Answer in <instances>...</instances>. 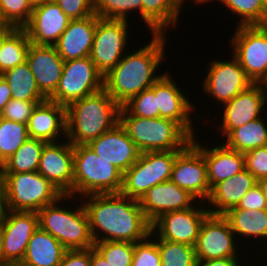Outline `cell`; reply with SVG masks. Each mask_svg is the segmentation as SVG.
<instances>
[{"instance_id": "cell-25", "label": "cell", "mask_w": 267, "mask_h": 266, "mask_svg": "<svg viewBox=\"0 0 267 266\" xmlns=\"http://www.w3.org/2000/svg\"><path fill=\"white\" fill-rule=\"evenodd\" d=\"M27 129L29 138L47 143L57 142L59 135L66 137V107L49 99L37 104L29 118Z\"/></svg>"}, {"instance_id": "cell-56", "label": "cell", "mask_w": 267, "mask_h": 266, "mask_svg": "<svg viewBox=\"0 0 267 266\" xmlns=\"http://www.w3.org/2000/svg\"><path fill=\"white\" fill-rule=\"evenodd\" d=\"M29 3H30V5L34 8V7H36V6H38V5H41V4H43L44 2H46V1H48V0H27Z\"/></svg>"}, {"instance_id": "cell-13", "label": "cell", "mask_w": 267, "mask_h": 266, "mask_svg": "<svg viewBox=\"0 0 267 266\" xmlns=\"http://www.w3.org/2000/svg\"><path fill=\"white\" fill-rule=\"evenodd\" d=\"M236 235L223 215L209 214L202 222L194 246L197 260L238 258Z\"/></svg>"}, {"instance_id": "cell-48", "label": "cell", "mask_w": 267, "mask_h": 266, "mask_svg": "<svg viewBox=\"0 0 267 266\" xmlns=\"http://www.w3.org/2000/svg\"><path fill=\"white\" fill-rule=\"evenodd\" d=\"M239 258H221L212 260H197V266H241Z\"/></svg>"}, {"instance_id": "cell-49", "label": "cell", "mask_w": 267, "mask_h": 266, "mask_svg": "<svg viewBox=\"0 0 267 266\" xmlns=\"http://www.w3.org/2000/svg\"><path fill=\"white\" fill-rule=\"evenodd\" d=\"M12 99V92L9 85L0 75V113L5 105Z\"/></svg>"}, {"instance_id": "cell-24", "label": "cell", "mask_w": 267, "mask_h": 266, "mask_svg": "<svg viewBox=\"0 0 267 266\" xmlns=\"http://www.w3.org/2000/svg\"><path fill=\"white\" fill-rule=\"evenodd\" d=\"M99 19L93 14L82 19L70 20L66 30L54 45L64 61L90 56Z\"/></svg>"}, {"instance_id": "cell-3", "label": "cell", "mask_w": 267, "mask_h": 266, "mask_svg": "<svg viewBox=\"0 0 267 266\" xmlns=\"http://www.w3.org/2000/svg\"><path fill=\"white\" fill-rule=\"evenodd\" d=\"M121 106L103 88L66 107V137L74 145H87L119 123Z\"/></svg>"}, {"instance_id": "cell-27", "label": "cell", "mask_w": 267, "mask_h": 266, "mask_svg": "<svg viewBox=\"0 0 267 266\" xmlns=\"http://www.w3.org/2000/svg\"><path fill=\"white\" fill-rule=\"evenodd\" d=\"M203 156L207 164V180L210 189L245 169L244 154L231 150L224 144L215 146L213 149L204 146Z\"/></svg>"}, {"instance_id": "cell-46", "label": "cell", "mask_w": 267, "mask_h": 266, "mask_svg": "<svg viewBox=\"0 0 267 266\" xmlns=\"http://www.w3.org/2000/svg\"><path fill=\"white\" fill-rule=\"evenodd\" d=\"M244 210L267 209V200L258 183L252 187L240 200L237 207Z\"/></svg>"}, {"instance_id": "cell-12", "label": "cell", "mask_w": 267, "mask_h": 266, "mask_svg": "<svg viewBox=\"0 0 267 266\" xmlns=\"http://www.w3.org/2000/svg\"><path fill=\"white\" fill-rule=\"evenodd\" d=\"M170 181L192 196L208 200L211 189L207 180V164L203 156V146L194 137L176 156Z\"/></svg>"}, {"instance_id": "cell-37", "label": "cell", "mask_w": 267, "mask_h": 266, "mask_svg": "<svg viewBox=\"0 0 267 266\" xmlns=\"http://www.w3.org/2000/svg\"><path fill=\"white\" fill-rule=\"evenodd\" d=\"M161 255V266H197L195 249L193 246L157 239Z\"/></svg>"}, {"instance_id": "cell-43", "label": "cell", "mask_w": 267, "mask_h": 266, "mask_svg": "<svg viewBox=\"0 0 267 266\" xmlns=\"http://www.w3.org/2000/svg\"><path fill=\"white\" fill-rule=\"evenodd\" d=\"M39 103L41 102L11 99L1 111L0 117L27 125L33 110Z\"/></svg>"}, {"instance_id": "cell-20", "label": "cell", "mask_w": 267, "mask_h": 266, "mask_svg": "<svg viewBox=\"0 0 267 266\" xmlns=\"http://www.w3.org/2000/svg\"><path fill=\"white\" fill-rule=\"evenodd\" d=\"M70 20L54 0H48L33 8L23 29L32 44L54 46Z\"/></svg>"}, {"instance_id": "cell-36", "label": "cell", "mask_w": 267, "mask_h": 266, "mask_svg": "<svg viewBox=\"0 0 267 266\" xmlns=\"http://www.w3.org/2000/svg\"><path fill=\"white\" fill-rule=\"evenodd\" d=\"M29 138L27 125L0 117V165Z\"/></svg>"}, {"instance_id": "cell-10", "label": "cell", "mask_w": 267, "mask_h": 266, "mask_svg": "<svg viewBox=\"0 0 267 266\" xmlns=\"http://www.w3.org/2000/svg\"><path fill=\"white\" fill-rule=\"evenodd\" d=\"M233 55L253 83L267 79V25L237 26L231 42Z\"/></svg>"}, {"instance_id": "cell-51", "label": "cell", "mask_w": 267, "mask_h": 266, "mask_svg": "<svg viewBox=\"0 0 267 266\" xmlns=\"http://www.w3.org/2000/svg\"><path fill=\"white\" fill-rule=\"evenodd\" d=\"M90 266H112L106 259L93 247L90 248Z\"/></svg>"}, {"instance_id": "cell-11", "label": "cell", "mask_w": 267, "mask_h": 266, "mask_svg": "<svg viewBox=\"0 0 267 266\" xmlns=\"http://www.w3.org/2000/svg\"><path fill=\"white\" fill-rule=\"evenodd\" d=\"M127 20L99 19L97 21L90 59L106 76L123 58L128 44ZM123 53V54H122Z\"/></svg>"}, {"instance_id": "cell-32", "label": "cell", "mask_w": 267, "mask_h": 266, "mask_svg": "<svg viewBox=\"0 0 267 266\" xmlns=\"http://www.w3.org/2000/svg\"><path fill=\"white\" fill-rule=\"evenodd\" d=\"M10 87L12 99L43 102L47 98L41 93L28 63L17 65L0 74Z\"/></svg>"}, {"instance_id": "cell-42", "label": "cell", "mask_w": 267, "mask_h": 266, "mask_svg": "<svg viewBox=\"0 0 267 266\" xmlns=\"http://www.w3.org/2000/svg\"><path fill=\"white\" fill-rule=\"evenodd\" d=\"M151 236L153 235L134 243L132 266H161L157 240H150Z\"/></svg>"}, {"instance_id": "cell-53", "label": "cell", "mask_w": 267, "mask_h": 266, "mask_svg": "<svg viewBox=\"0 0 267 266\" xmlns=\"http://www.w3.org/2000/svg\"><path fill=\"white\" fill-rule=\"evenodd\" d=\"M3 236H4V222L0 218V264L5 262L3 258V250H2Z\"/></svg>"}, {"instance_id": "cell-19", "label": "cell", "mask_w": 267, "mask_h": 266, "mask_svg": "<svg viewBox=\"0 0 267 266\" xmlns=\"http://www.w3.org/2000/svg\"><path fill=\"white\" fill-rule=\"evenodd\" d=\"M4 222L2 243L5 262H21L28 242L39 228L37 212L7 210L1 217Z\"/></svg>"}, {"instance_id": "cell-29", "label": "cell", "mask_w": 267, "mask_h": 266, "mask_svg": "<svg viewBox=\"0 0 267 266\" xmlns=\"http://www.w3.org/2000/svg\"><path fill=\"white\" fill-rule=\"evenodd\" d=\"M182 5V0H142L143 22L152 34H164L165 29L178 23Z\"/></svg>"}, {"instance_id": "cell-54", "label": "cell", "mask_w": 267, "mask_h": 266, "mask_svg": "<svg viewBox=\"0 0 267 266\" xmlns=\"http://www.w3.org/2000/svg\"><path fill=\"white\" fill-rule=\"evenodd\" d=\"M258 185L261 187L264 196L267 200V177L261 178L257 181Z\"/></svg>"}, {"instance_id": "cell-35", "label": "cell", "mask_w": 267, "mask_h": 266, "mask_svg": "<svg viewBox=\"0 0 267 266\" xmlns=\"http://www.w3.org/2000/svg\"><path fill=\"white\" fill-rule=\"evenodd\" d=\"M229 11L239 15L237 26L267 25V6L263 0H220Z\"/></svg>"}, {"instance_id": "cell-31", "label": "cell", "mask_w": 267, "mask_h": 266, "mask_svg": "<svg viewBox=\"0 0 267 266\" xmlns=\"http://www.w3.org/2000/svg\"><path fill=\"white\" fill-rule=\"evenodd\" d=\"M222 144L243 154L258 147L266 146L267 124H265L264 118L260 117L233 129L226 136V143Z\"/></svg>"}, {"instance_id": "cell-44", "label": "cell", "mask_w": 267, "mask_h": 266, "mask_svg": "<svg viewBox=\"0 0 267 266\" xmlns=\"http://www.w3.org/2000/svg\"><path fill=\"white\" fill-rule=\"evenodd\" d=\"M244 163L257 181L267 177V145L244 153Z\"/></svg>"}, {"instance_id": "cell-38", "label": "cell", "mask_w": 267, "mask_h": 266, "mask_svg": "<svg viewBox=\"0 0 267 266\" xmlns=\"http://www.w3.org/2000/svg\"><path fill=\"white\" fill-rule=\"evenodd\" d=\"M131 10L142 17V0H94V12L101 19L128 20Z\"/></svg>"}, {"instance_id": "cell-33", "label": "cell", "mask_w": 267, "mask_h": 266, "mask_svg": "<svg viewBox=\"0 0 267 266\" xmlns=\"http://www.w3.org/2000/svg\"><path fill=\"white\" fill-rule=\"evenodd\" d=\"M47 142L28 138L1 166L4 173H26L38 170L41 152Z\"/></svg>"}, {"instance_id": "cell-4", "label": "cell", "mask_w": 267, "mask_h": 266, "mask_svg": "<svg viewBox=\"0 0 267 266\" xmlns=\"http://www.w3.org/2000/svg\"><path fill=\"white\" fill-rule=\"evenodd\" d=\"M119 123L140 153L182 151L192 141V137L177 122L162 117L130 115L122 106Z\"/></svg>"}, {"instance_id": "cell-22", "label": "cell", "mask_w": 267, "mask_h": 266, "mask_svg": "<svg viewBox=\"0 0 267 266\" xmlns=\"http://www.w3.org/2000/svg\"><path fill=\"white\" fill-rule=\"evenodd\" d=\"M26 62L32 71L41 93L49 99L56 91L64 68V60L55 46L30 43Z\"/></svg>"}, {"instance_id": "cell-23", "label": "cell", "mask_w": 267, "mask_h": 266, "mask_svg": "<svg viewBox=\"0 0 267 266\" xmlns=\"http://www.w3.org/2000/svg\"><path fill=\"white\" fill-rule=\"evenodd\" d=\"M194 200L198 201L188 191L167 181L150 188L139 200V204L146 218L152 224L167 212L193 207Z\"/></svg>"}, {"instance_id": "cell-8", "label": "cell", "mask_w": 267, "mask_h": 266, "mask_svg": "<svg viewBox=\"0 0 267 266\" xmlns=\"http://www.w3.org/2000/svg\"><path fill=\"white\" fill-rule=\"evenodd\" d=\"M180 152L140 153L134 165L123 173L120 193L139 201L153 186L170 181L174 161Z\"/></svg>"}, {"instance_id": "cell-5", "label": "cell", "mask_w": 267, "mask_h": 266, "mask_svg": "<svg viewBox=\"0 0 267 266\" xmlns=\"http://www.w3.org/2000/svg\"><path fill=\"white\" fill-rule=\"evenodd\" d=\"M70 198V195H63L58 201L40 209L37 212L39 228L55 237L67 250L93 248L94 241L83 203L74 211L61 207L59 201Z\"/></svg>"}, {"instance_id": "cell-16", "label": "cell", "mask_w": 267, "mask_h": 266, "mask_svg": "<svg viewBox=\"0 0 267 266\" xmlns=\"http://www.w3.org/2000/svg\"><path fill=\"white\" fill-rule=\"evenodd\" d=\"M66 139L63 144L48 142L44 145L38 166V172L50 181L64 195L73 197V145Z\"/></svg>"}, {"instance_id": "cell-15", "label": "cell", "mask_w": 267, "mask_h": 266, "mask_svg": "<svg viewBox=\"0 0 267 266\" xmlns=\"http://www.w3.org/2000/svg\"><path fill=\"white\" fill-rule=\"evenodd\" d=\"M167 212L151 225V234L157 233L158 239L185 243L195 246L204 219L210 214L201 206ZM156 231V232H155Z\"/></svg>"}, {"instance_id": "cell-6", "label": "cell", "mask_w": 267, "mask_h": 266, "mask_svg": "<svg viewBox=\"0 0 267 266\" xmlns=\"http://www.w3.org/2000/svg\"><path fill=\"white\" fill-rule=\"evenodd\" d=\"M73 196L120 193L123 173L87 145H74Z\"/></svg>"}, {"instance_id": "cell-58", "label": "cell", "mask_w": 267, "mask_h": 266, "mask_svg": "<svg viewBox=\"0 0 267 266\" xmlns=\"http://www.w3.org/2000/svg\"><path fill=\"white\" fill-rule=\"evenodd\" d=\"M264 87L267 88V79L266 81L263 83Z\"/></svg>"}, {"instance_id": "cell-1", "label": "cell", "mask_w": 267, "mask_h": 266, "mask_svg": "<svg viewBox=\"0 0 267 266\" xmlns=\"http://www.w3.org/2000/svg\"><path fill=\"white\" fill-rule=\"evenodd\" d=\"M83 197L87 199L83 205L88 215L94 243H136L150 236L152 224L146 218L138 200L121 193L90 194ZM98 230L103 232L102 236Z\"/></svg>"}, {"instance_id": "cell-14", "label": "cell", "mask_w": 267, "mask_h": 266, "mask_svg": "<svg viewBox=\"0 0 267 266\" xmlns=\"http://www.w3.org/2000/svg\"><path fill=\"white\" fill-rule=\"evenodd\" d=\"M209 64L207 76L203 81V91L222 105L254 84L234 56L232 61L215 59Z\"/></svg>"}, {"instance_id": "cell-57", "label": "cell", "mask_w": 267, "mask_h": 266, "mask_svg": "<svg viewBox=\"0 0 267 266\" xmlns=\"http://www.w3.org/2000/svg\"><path fill=\"white\" fill-rule=\"evenodd\" d=\"M184 1H185V0H182V4L184 3ZM194 1H195L196 4H197V3H198V4H202V3L205 4V3H207V2L209 3L210 1L212 2L213 0H194Z\"/></svg>"}, {"instance_id": "cell-9", "label": "cell", "mask_w": 267, "mask_h": 266, "mask_svg": "<svg viewBox=\"0 0 267 266\" xmlns=\"http://www.w3.org/2000/svg\"><path fill=\"white\" fill-rule=\"evenodd\" d=\"M104 88V77L89 56L64 62L55 93L49 98L62 106L94 94Z\"/></svg>"}, {"instance_id": "cell-55", "label": "cell", "mask_w": 267, "mask_h": 266, "mask_svg": "<svg viewBox=\"0 0 267 266\" xmlns=\"http://www.w3.org/2000/svg\"><path fill=\"white\" fill-rule=\"evenodd\" d=\"M0 266H26V265L22 262H4L0 264Z\"/></svg>"}, {"instance_id": "cell-7", "label": "cell", "mask_w": 267, "mask_h": 266, "mask_svg": "<svg viewBox=\"0 0 267 266\" xmlns=\"http://www.w3.org/2000/svg\"><path fill=\"white\" fill-rule=\"evenodd\" d=\"M4 175L7 210L38 212L64 195L38 171Z\"/></svg>"}, {"instance_id": "cell-30", "label": "cell", "mask_w": 267, "mask_h": 266, "mask_svg": "<svg viewBox=\"0 0 267 266\" xmlns=\"http://www.w3.org/2000/svg\"><path fill=\"white\" fill-rule=\"evenodd\" d=\"M230 223L231 229L240 238L258 237L267 239V209L244 210L232 208L223 215ZM250 236V237H249Z\"/></svg>"}, {"instance_id": "cell-52", "label": "cell", "mask_w": 267, "mask_h": 266, "mask_svg": "<svg viewBox=\"0 0 267 266\" xmlns=\"http://www.w3.org/2000/svg\"><path fill=\"white\" fill-rule=\"evenodd\" d=\"M15 26L0 22V51L4 41L16 30Z\"/></svg>"}, {"instance_id": "cell-39", "label": "cell", "mask_w": 267, "mask_h": 266, "mask_svg": "<svg viewBox=\"0 0 267 266\" xmlns=\"http://www.w3.org/2000/svg\"><path fill=\"white\" fill-rule=\"evenodd\" d=\"M112 266H132L134 243L126 241L96 242L93 246Z\"/></svg>"}, {"instance_id": "cell-21", "label": "cell", "mask_w": 267, "mask_h": 266, "mask_svg": "<svg viewBox=\"0 0 267 266\" xmlns=\"http://www.w3.org/2000/svg\"><path fill=\"white\" fill-rule=\"evenodd\" d=\"M87 146L122 173L132 167L140 155L135 143L120 123L90 141Z\"/></svg>"}, {"instance_id": "cell-26", "label": "cell", "mask_w": 267, "mask_h": 266, "mask_svg": "<svg viewBox=\"0 0 267 266\" xmlns=\"http://www.w3.org/2000/svg\"><path fill=\"white\" fill-rule=\"evenodd\" d=\"M256 184L257 180L247 169L242 170L234 177L217 183L211 189L207 200L211 206H214V209L207 208L209 213L224 215L230 209L237 207L243 196Z\"/></svg>"}, {"instance_id": "cell-2", "label": "cell", "mask_w": 267, "mask_h": 266, "mask_svg": "<svg viewBox=\"0 0 267 266\" xmlns=\"http://www.w3.org/2000/svg\"><path fill=\"white\" fill-rule=\"evenodd\" d=\"M152 41L135 52L125 54L104 76V89L120 105L152 85L163 75L155 74L165 56L164 34H152Z\"/></svg>"}, {"instance_id": "cell-40", "label": "cell", "mask_w": 267, "mask_h": 266, "mask_svg": "<svg viewBox=\"0 0 267 266\" xmlns=\"http://www.w3.org/2000/svg\"><path fill=\"white\" fill-rule=\"evenodd\" d=\"M32 12L33 7L27 0H0V22L23 28Z\"/></svg>"}, {"instance_id": "cell-50", "label": "cell", "mask_w": 267, "mask_h": 266, "mask_svg": "<svg viewBox=\"0 0 267 266\" xmlns=\"http://www.w3.org/2000/svg\"><path fill=\"white\" fill-rule=\"evenodd\" d=\"M7 211L6 190H5V175L2 166L0 165V218Z\"/></svg>"}, {"instance_id": "cell-28", "label": "cell", "mask_w": 267, "mask_h": 266, "mask_svg": "<svg viewBox=\"0 0 267 266\" xmlns=\"http://www.w3.org/2000/svg\"><path fill=\"white\" fill-rule=\"evenodd\" d=\"M66 251L55 237L38 228L31 236L21 262L26 266H59Z\"/></svg>"}, {"instance_id": "cell-18", "label": "cell", "mask_w": 267, "mask_h": 266, "mask_svg": "<svg viewBox=\"0 0 267 266\" xmlns=\"http://www.w3.org/2000/svg\"><path fill=\"white\" fill-rule=\"evenodd\" d=\"M266 102L267 89L263 83H254L231 101L223 104L225 107L219 128L222 135L226 137L233 129L263 117L261 111H264Z\"/></svg>"}, {"instance_id": "cell-47", "label": "cell", "mask_w": 267, "mask_h": 266, "mask_svg": "<svg viewBox=\"0 0 267 266\" xmlns=\"http://www.w3.org/2000/svg\"><path fill=\"white\" fill-rule=\"evenodd\" d=\"M59 266H90V249L67 250Z\"/></svg>"}, {"instance_id": "cell-41", "label": "cell", "mask_w": 267, "mask_h": 266, "mask_svg": "<svg viewBox=\"0 0 267 266\" xmlns=\"http://www.w3.org/2000/svg\"><path fill=\"white\" fill-rule=\"evenodd\" d=\"M122 107L130 114L142 118L160 117L159 109L154 91L151 88L145 89L139 94L131 97Z\"/></svg>"}, {"instance_id": "cell-45", "label": "cell", "mask_w": 267, "mask_h": 266, "mask_svg": "<svg viewBox=\"0 0 267 266\" xmlns=\"http://www.w3.org/2000/svg\"><path fill=\"white\" fill-rule=\"evenodd\" d=\"M62 11L71 19L89 17L94 12V0H54Z\"/></svg>"}, {"instance_id": "cell-34", "label": "cell", "mask_w": 267, "mask_h": 266, "mask_svg": "<svg viewBox=\"0 0 267 266\" xmlns=\"http://www.w3.org/2000/svg\"><path fill=\"white\" fill-rule=\"evenodd\" d=\"M27 32L17 28L3 43L0 51V74L26 61L30 46Z\"/></svg>"}, {"instance_id": "cell-17", "label": "cell", "mask_w": 267, "mask_h": 266, "mask_svg": "<svg viewBox=\"0 0 267 266\" xmlns=\"http://www.w3.org/2000/svg\"><path fill=\"white\" fill-rule=\"evenodd\" d=\"M154 91L157 109L160 117L177 122L192 138L195 136V128L190 115L194 111L195 105H192L188 96L183 94L173 81L171 75L165 72L151 87ZM193 108V109H192ZM193 126V127H192Z\"/></svg>"}]
</instances>
